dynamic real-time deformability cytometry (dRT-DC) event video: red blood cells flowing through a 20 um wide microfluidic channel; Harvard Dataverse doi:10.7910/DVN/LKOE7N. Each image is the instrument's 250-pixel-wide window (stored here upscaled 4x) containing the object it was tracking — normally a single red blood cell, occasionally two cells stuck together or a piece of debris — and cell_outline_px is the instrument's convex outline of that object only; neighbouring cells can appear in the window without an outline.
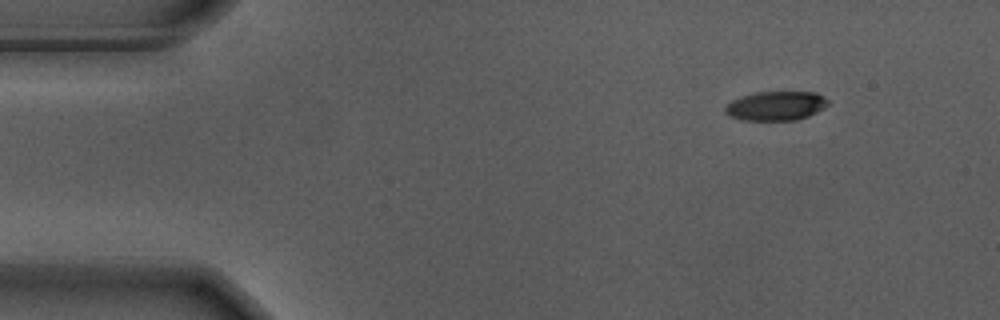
{"species": "Egyptian fruit bat (a non-hibernating species)", "species_latin": "Rousettus aegyptiacus", "temperature_condition": "warm", "stored_images_in_passage": 8, "camera_frame_rate_fps": 3000, "um_per_image_px": 0.085, "animal": {"sex": "male"}, "frame": {"image": 1, "passage_image": 1, "time_ms": 0.0, "image_size_px": [1000, 320], "cell_outline_px": [[828, 104], [824, 108], [808, 116], [796, 120], [744, 120], [732, 116], [724, 112], [724, 108], [732, 100], [740, 96], [756, 92], [816, 92], [824, 96], [828, 100]], "centroid_in_image_um": [65.97, 8.99], "position_along_channel_um": 19.0, "area_um2": 17.46}}